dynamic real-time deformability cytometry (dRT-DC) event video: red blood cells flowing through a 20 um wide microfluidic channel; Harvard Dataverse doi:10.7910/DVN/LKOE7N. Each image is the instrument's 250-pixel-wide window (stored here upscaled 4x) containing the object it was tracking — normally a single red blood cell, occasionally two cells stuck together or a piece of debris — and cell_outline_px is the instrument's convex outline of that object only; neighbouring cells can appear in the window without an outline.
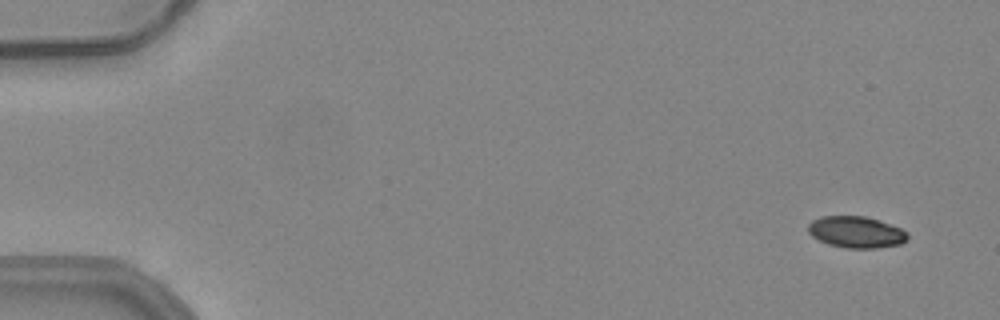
{"species": "common noctule bat (a hibernating species)", "species_latin": "Nyctalus noctula", "temperature_condition": "warm", "stored_images_in_passage": 22, "camera_frame_rate_fps": 3000, "um_per_image_px": 0.085, "animal": {"sex": "female", "body_mass_g": 24.6, "forearm_length_mm": 56.2}, "frame": {"image": 1, "passage_image": 1, "time_ms": 0.0, "image_size_px": [1000, 320], "cell_outline_px": [[908, 240], [900, 244], [876, 248], [848, 248], [828, 244], [812, 236], [808, 232], [808, 224], [812, 220], [820, 216], [864, 216], [880, 220], [900, 228], [908, 232]], "centroid_in_image_um": [72.78, 19.72], "position_along_channel_um": 12.2, "area_um2": 18.32}}
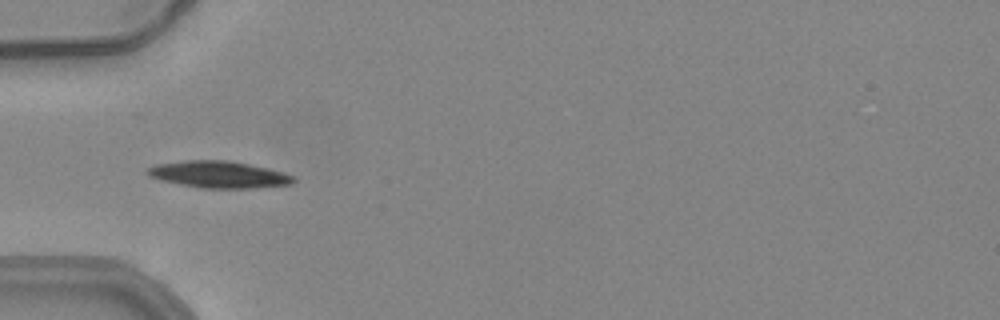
{"frame": {"image": 2, "passage_image": 16, "time_ms": 5.0, "image_size_px": [1000, 320], "cell_outline_px": [[296, 180], [292, 184], [252, 188], [200, 188], [160, 180], [148, 176], [144, 172], [148, 168], [156, 164], [184, 160], [228, 160], [268, 168], [284, 172], [292, 176]], "centroid_in_image_um": [18.56, 14.83], "position_along_channel_um": 66.4, "area_um2": 22.89}}